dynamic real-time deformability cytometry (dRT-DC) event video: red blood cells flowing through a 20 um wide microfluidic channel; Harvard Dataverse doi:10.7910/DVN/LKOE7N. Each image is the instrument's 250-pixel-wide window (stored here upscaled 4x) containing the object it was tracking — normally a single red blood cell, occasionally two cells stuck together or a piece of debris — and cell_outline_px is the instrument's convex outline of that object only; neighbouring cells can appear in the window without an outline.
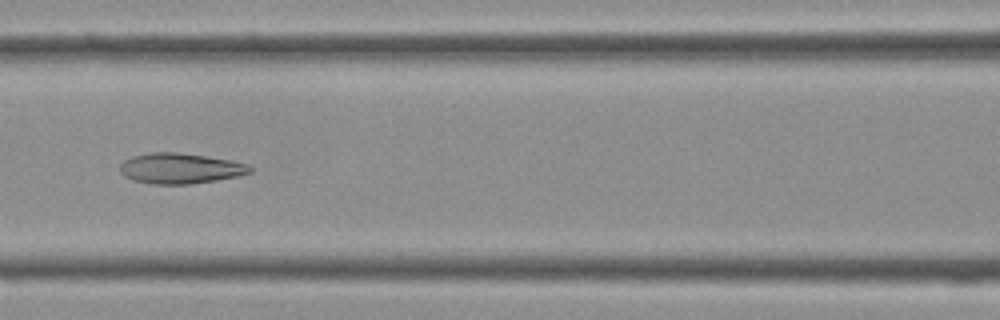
{"species": "Egyptian fruit bat (a non-hibernating species)", "species_latin": "Rousettus aegyptiacus", "temperature_condition": "cold", "stored_images_in_passage": 35, "camera_frame_rate_fps": 3000, "um_per_image_px": 0.085, "frame": {"image": 1, "passage_image": 12, "time_ms": 3.667, "image_size_px": [1000, 320], "cell_outline_px": [[252, 172], [240, 176], [192, 184], [152, 184], [132, 180], [124, 176], [120, 172], [120, 164], [124, 160], [132, 156], [148, 152], [176, 152], [204, 156], [228, 160], [248, 164], [252, 168]], "centroid_in_image_um": [15.29, 14.32], "position_along_channel_um": 151.3, "area_um2": 23.18}}
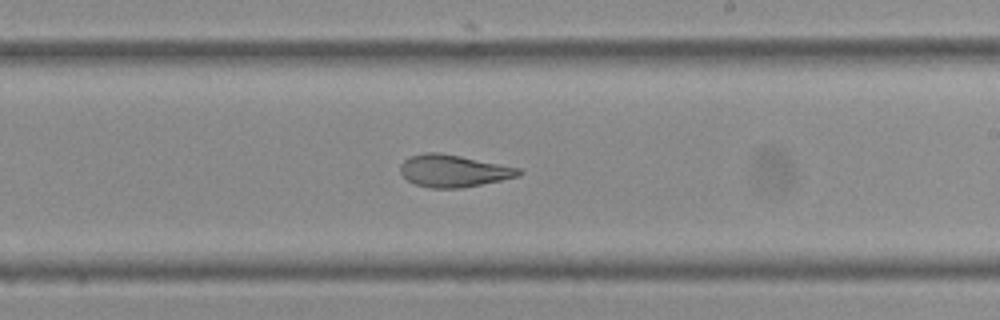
{"frame": {"image": 2, "passage_image": 18, "time_ms": 5.667, "image_size_px": [1000, 320], "cell_outline_px": [[524, 172], [520, 176], [460, 188], [432, 188], [416, 184], [408, 180], [400, 172], [400, 164], [408, 156], [424, 152], [440, 152], [520, 168]], "centroid_in_image_um": [38.53, 14.51], "position_along_channel_um": 250.5, "area_um2": 22.14}}
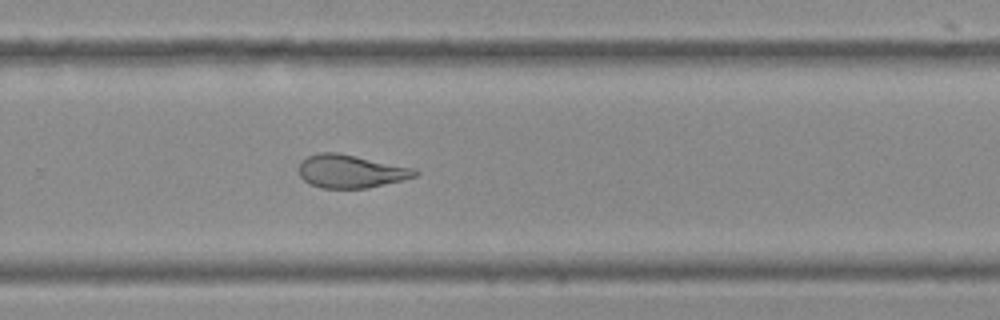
{"frame": {"image": 3, "passage_image": 21, "time_ms": 6.667, "image_size_px": [1000, 320], "cell_outline_px": [[420, 172], [416, 176], [404, 180], [368, 188], [320, 188], [304, 180], [300, 176], [300, 160], [316, 152], [336, 152], [416, 168]], "centroid_in_image_um": [29.84, 14.56], "position_along_channel_um": 300.0, "area_um2": 22.54}}